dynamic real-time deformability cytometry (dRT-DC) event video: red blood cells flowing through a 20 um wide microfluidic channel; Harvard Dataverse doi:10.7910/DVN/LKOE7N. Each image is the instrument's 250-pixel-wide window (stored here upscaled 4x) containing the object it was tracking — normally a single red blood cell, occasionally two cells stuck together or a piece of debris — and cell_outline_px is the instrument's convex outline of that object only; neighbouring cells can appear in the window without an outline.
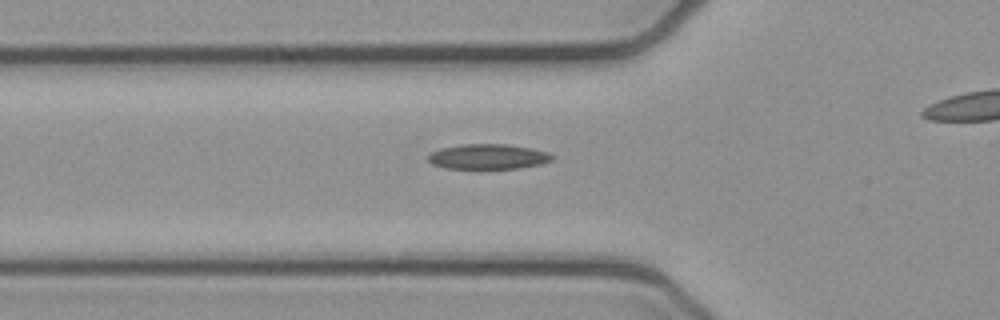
{"species": "common noctule bat (a hibernating species)", "species_latin": "Nyctalus noctula", "temperature_condition": "cold", "stored_images_in_passage": 34, "camera_frame_rate_fps": 3000, "um_per_image_px": 0.085, "animal": {"sex": "female", "body_mass_g": 21.9}, "frame": {"image": 1, "passage_image": 8, "time_ms": 2.333, "image_size_px": [1000, 320], "cell_outline_px": [[556, 156], [552, 160], [540, 164], [520, 168], [480, 172], [444, 168], [432, 164], [428, 160], [428, 156], [432, 152], [440, 148], [460, 144], [508, 144], [532, 148], [548, 152]], "centroid_in_image_um": [41.47, 13.36], "position_along_channel_um": 84.3, "area_um2": 19.31}}
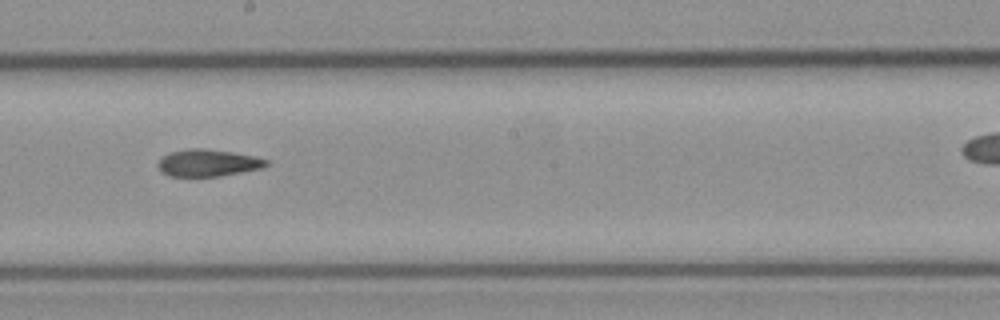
{"frame": {"image": 2, "passage_image": 19, "time_ms": 6.0, "image_size_px": [1000, 320], "cell_outline_px": [[268, 164], [264, 168], [216, 176], [168, 176], [160, 172], [156, 164], [168, 152], [188, 148], [204, 148], [232, 152], [256, 156], [268, 160]], "centroid_in_image_um": [17.65, 13.84], "position_along_channel_um": 230.6, "area_um2": 17.17}}
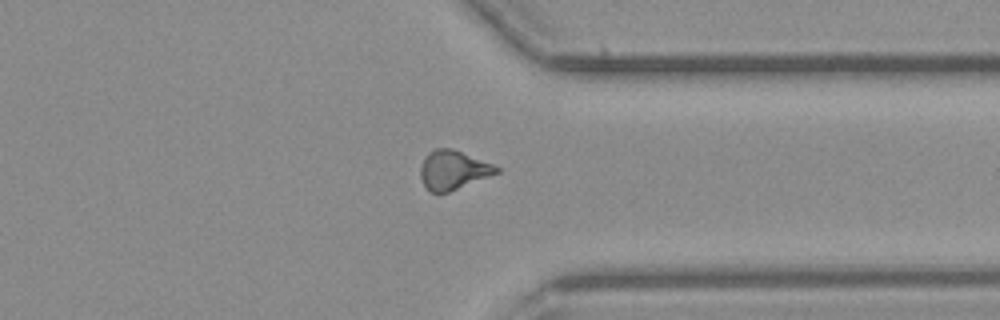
{"frame": {"image": 3, "passage_image": 30, "time_ms": 9.667, "image_size_px": [1000, 320], "cell_outline_px": [[500, 172], [448, 192], [428, 192], [420, 176], [420, 168], [428, 152], [432, 148], [452, 148], [492, 164], [500, 168]], "centroid_in_image_um": [38.5, 14.44], "position_along_channel_um": 372.9, "area_um2": 17.11}}